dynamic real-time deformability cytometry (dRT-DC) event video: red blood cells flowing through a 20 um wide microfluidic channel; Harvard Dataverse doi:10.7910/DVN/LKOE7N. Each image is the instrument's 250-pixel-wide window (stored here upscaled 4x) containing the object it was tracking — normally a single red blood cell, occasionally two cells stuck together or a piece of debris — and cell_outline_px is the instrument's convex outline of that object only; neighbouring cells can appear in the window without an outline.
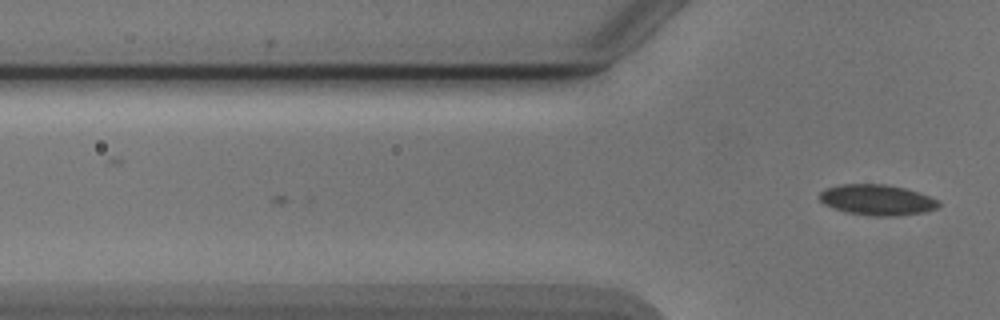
{"species": "Egyptian fruit bat (a non-hibernating species)", "species_latin": "Rousettus aegyptiacus", "temperature_condition": "cold", "stored_images_in_passage": 3, "camera_frame_rate_fps": 3000, "um_per_image_px": 0.085, "animal": {"sex": "male"}, "frame": {"image": 1, "passage_image": 3, "time_ms": 0.667, "image_size_px": [1000, 320], "cell_outline_px": [[940, 204], [936, 208], [924, 212], [896, 216], [872, 216], [848, 212], [824, 204], [820, 200], [820, 192], [824, 188], [840, 184], [884, 184], [904, 188], [928, 196], [936, 200]], "centroid_in_image_um": [74.52, 16.98], "position_along_channel_um": 51.3, "area_um2": 20.98}}